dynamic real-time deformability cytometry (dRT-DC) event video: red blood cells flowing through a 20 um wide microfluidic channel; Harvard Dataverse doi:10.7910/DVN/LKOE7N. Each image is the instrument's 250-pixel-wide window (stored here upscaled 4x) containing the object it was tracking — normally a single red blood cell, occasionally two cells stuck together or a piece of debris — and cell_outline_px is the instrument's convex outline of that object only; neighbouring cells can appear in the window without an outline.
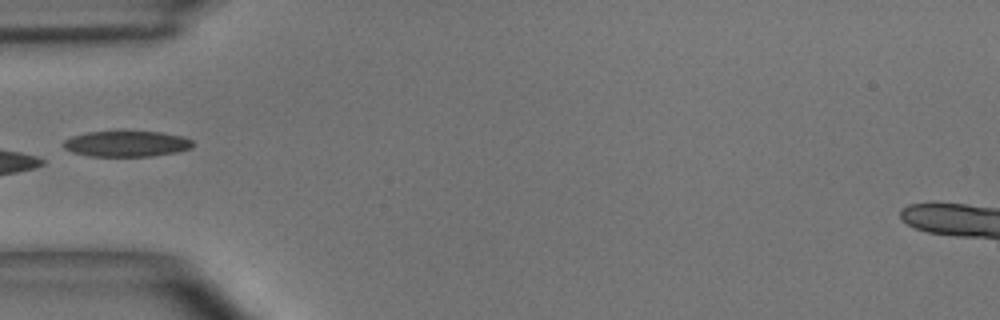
{"species": "common noctule bat (a hibernating species)", "species_latin": "Nyctalus noctula", "temperature_condition": "room temperature", "stored_images_in_passage": 5, "camera_frame_rate_fps": 3000, "um_per_image_px": 0.085, "animal": {"sex": "male", "body_mass_g": 15.6}, "frame": {"image": 1, "passage_image": 5, "time_ms": 1.333, "image_size_px": [1000, 320], "cell_outline_px": [[196, 144], [192, 148], [176, 152], [152, 156], [88, 156], [72, 152], [64, 148], [60, 144], [64, 140], [72, 136], [88, 132], [120, 128], [160, 132], [184, 136], [192, 140]], "centroid_in_image_um": [10.75, 12.17], "position_along_channel_um": 74.2, "area_um2": 20.58}}